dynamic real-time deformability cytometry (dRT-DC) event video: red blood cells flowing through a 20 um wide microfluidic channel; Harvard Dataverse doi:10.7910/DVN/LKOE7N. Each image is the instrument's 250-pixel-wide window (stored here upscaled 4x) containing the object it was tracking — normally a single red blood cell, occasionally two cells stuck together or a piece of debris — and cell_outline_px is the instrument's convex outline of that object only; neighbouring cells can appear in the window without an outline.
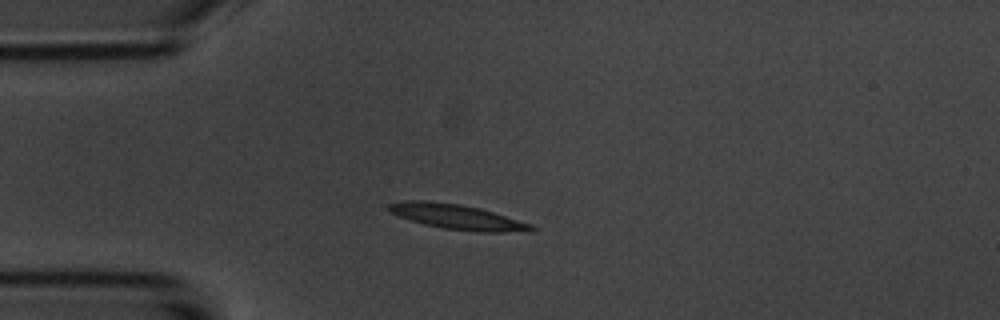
{"species": "common noctule bat (a hibernating species)", "species_latin": "Nyctalus noctula", "temperature_condition": "room temperature", "stored_images_in_passage": 5, "camera_frame_rate_fps": 3000, "um_per_image_px": 0.085, "animal": {"sex": "male", "body_mass_g": 20.1, "forearm_length_mm": 53.5}, "frame": {"image": 1, "passage_image": 3, "time_ms": 3.0, "image_size_px": [1000, 320], "cell_outline_px": [[536, 232], [476, 232], [440, 228], [408, 220], [388, 212], [388, 204], [404, 200], [428, 200], [460, 204], [480, 208], [532, 224], [536, 228]], "centroid_in_image_um": [38.87, 18.44], "position_along_channel_um": 46.1, "area_um2": 21.21}}
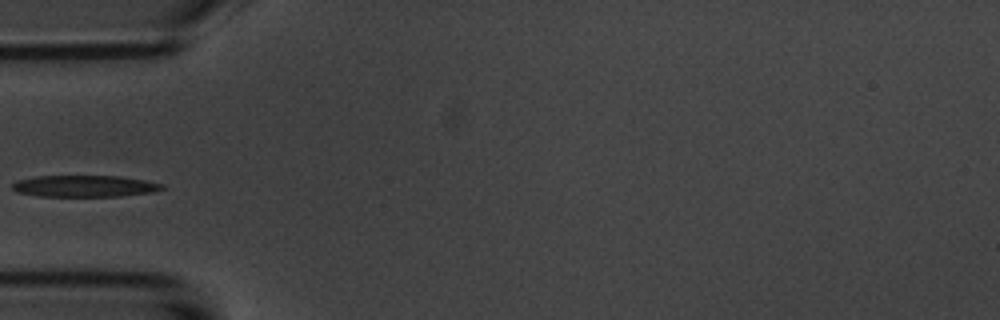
{"frame": {"image": 2, "passage_image": 4, "time_ms": 4.333, "image_size_px": [1000, 320], "cell_outline_px": [[168, 188], [152, 192], [120, 196], [40, 196], [16, 192], [12, 188], [12, 184], [16, 180], [36, 176], [120, 176], [144, 180], [164, 184]], "centroid_in_image_um": [7.21, 15.82], "position_along_channel_um": 77.8, "area_um2": 18.9}}